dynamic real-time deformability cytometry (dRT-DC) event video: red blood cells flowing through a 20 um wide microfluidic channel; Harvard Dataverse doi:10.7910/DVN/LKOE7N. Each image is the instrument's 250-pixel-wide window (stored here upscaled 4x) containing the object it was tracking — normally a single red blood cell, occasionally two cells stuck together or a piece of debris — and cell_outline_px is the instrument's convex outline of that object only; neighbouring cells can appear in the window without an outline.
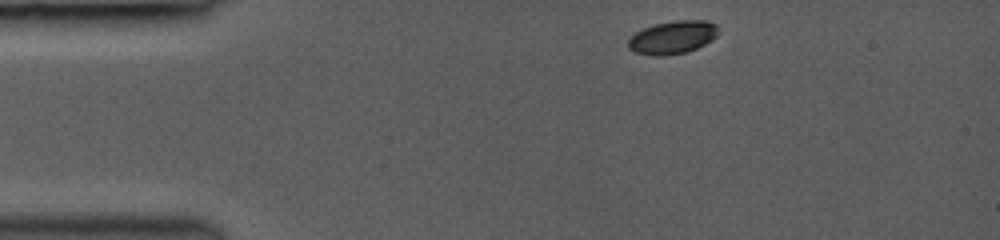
{"species": "common noctule bat (a hibernating species)", "species_latin": "Nyctalus noctula", "temperature_condition": "room temperature", "stored_images_in_passage": 12, "camera_frame_rate_fps": 3000, "um_per_image_px": 0.085, "animal": {"sex": "female", "body_mass_g": 19.0, "forearm_length_mm": 53.3}, "frame": {"image": 1, "passage_image": 1, "time_ms": 0.0, "image_size_px": [1000, 240], "cell_outline_px": [[716, 36], [712, 40], [688, 52], [664, 56], [652, 56], [636, 52], [628, 48], [628, 40], [636, 32], [644, 28], [656, 24], [676, 20], [704, 20], [716, 24]], "centroid_in_image_um": [57.16, 3.19], "position_along_channel_um": 27.8, "area_um2": 17.22}}
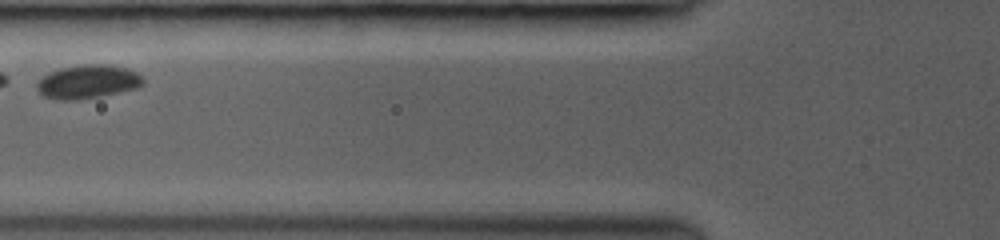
{"frame": {"image": 2, "passage_image": 6, "time_ms": 4.333, "image_size_px": [1000, 240], "cell_outline_px": [[144, 84], [136, 88], [100, 96], [80, 100], [56, 100], [44, 96], [36, 88], [36, 84], [48, 72], [60, 68], [84, 64], [108, 64], [124, 68], [136, 72], [144, 80]], "centroid_in_image_um": [7.44, 6.95], "position_along_channel_um": 118.4, "area_um2": 20.75}}
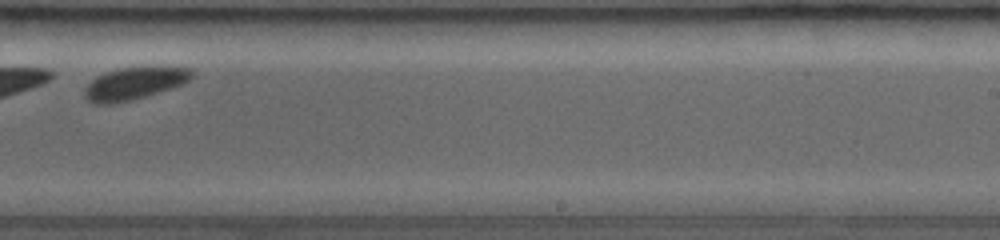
{"frame": {"image": 3, "passage_image": 10, "time_ms": 8.333, "image_size_px": [1000, 240], "cell_outline_px": [[192, 76], [184, 84], [172, 88], [132, 100], [116, 104], [92, 104], [84, 96], [84, 88], [96, 76], [120, 68], [188, 68], [192, 72]], "centroid_in_image_um": [11.34, 7.13], "position_along_channel_um": 277.7, "area_um2": 19.83}}